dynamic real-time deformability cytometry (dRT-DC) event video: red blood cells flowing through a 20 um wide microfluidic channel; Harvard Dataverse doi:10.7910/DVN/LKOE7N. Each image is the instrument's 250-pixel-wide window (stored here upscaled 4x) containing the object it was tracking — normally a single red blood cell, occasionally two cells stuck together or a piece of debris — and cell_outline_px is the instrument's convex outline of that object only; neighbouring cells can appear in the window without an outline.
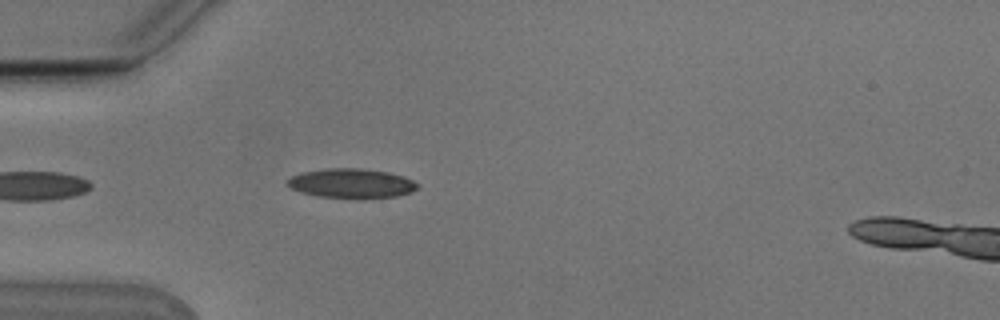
{"species": "Egyptian fruit bat (a non-hibernating species)", "species_latin": "Rousettus aegyptiacus", "temperature_condition": "cold", "stored_images_in_passage": 8, "camera_frame_rate_fps": 3000, "um_per_image_px": 0.085, "animal": {"sex": "male"}, "frame": {"image": 1, "passage_image": 4, "time_ms": 1.0, "image_size_px": [1000, 320], "cell_outline_px": [[420, 184], [412, 192], [396, 196], [356, 200], [320, 196], [300, 192], [284, 184], [292, 176], [300, 172], [328, 168], [360, 168], [388, 172], [404, 176]], "centroid_in_image_um": [29.88, 15.6], "position_along_channel_um": 55.1, "area_um2": 22.77}}
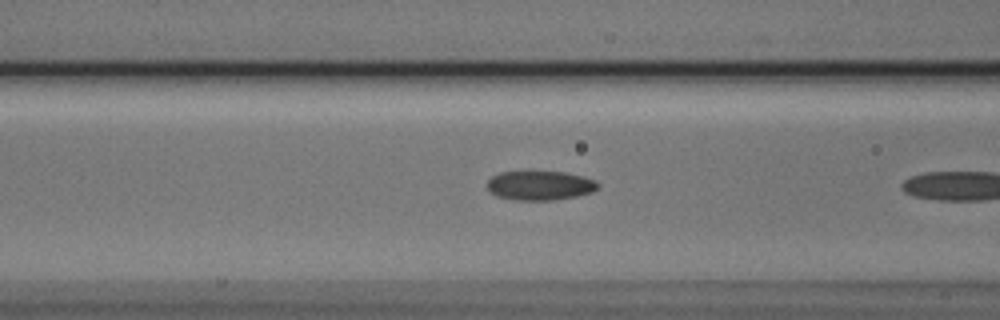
{"frame": {"image": 2, "passage_image": 7, "time_ms": 2.0, "image_size_px": [1000, 320], "cell_outline_px": [[600, 188], [592, 192], [576, 196], [552, 200], [512, 200], [496, 196], [488, 188], [488, 180], [492, 176], [500, 172], [564, 172], [584, 176], [596, 180], [600, 184]], "centroid_in_image_um": [45.94, 15.77], "position_along_channel_um": 120.7, "area_um2": 18.96}}